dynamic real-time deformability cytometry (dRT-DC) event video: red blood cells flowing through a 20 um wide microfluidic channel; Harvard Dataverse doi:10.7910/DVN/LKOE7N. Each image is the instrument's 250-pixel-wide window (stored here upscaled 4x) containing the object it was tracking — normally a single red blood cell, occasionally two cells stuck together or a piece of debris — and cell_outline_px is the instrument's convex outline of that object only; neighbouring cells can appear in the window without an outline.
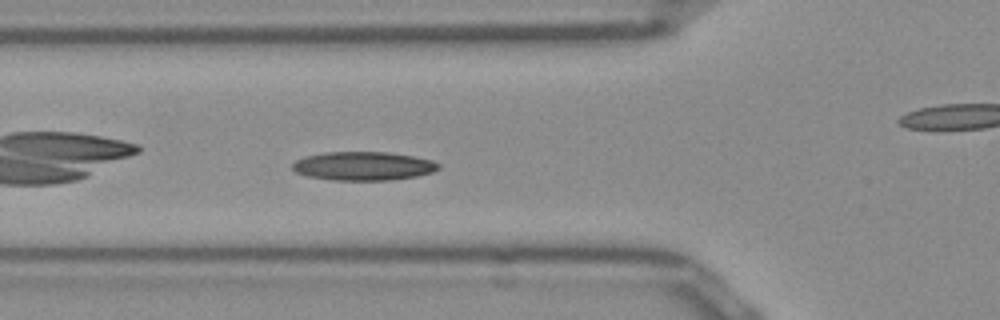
{"species": "Egyptian fruit bat (a non-hibernating species)", "species_latin": "Rousettus aegyptiacus", "temperature_condition": "room temperature", "stored_images_in_passage": 31, "camera_frame_rate_fps": 3000, "um_per_image_px": 0.085, "frame": {"image": 1, "passage_image": 5, "time_ms": 1.333, "image_size_px": [1000, 320], "cell_outline_px": [[440, 168], [432, 172], [416, 176], [388, 180], [332, 180], [308, 176], [296, 172], [292, 168], [292, 164], [296, 160], [304, 156], [324, 152], [388, 152], [412, 156], [432, 160], [440, 164]], "centroid_in_image_um": [30.87, 14.1], "position_along_channel_um": 94.9, "area_um2": 24.39}}
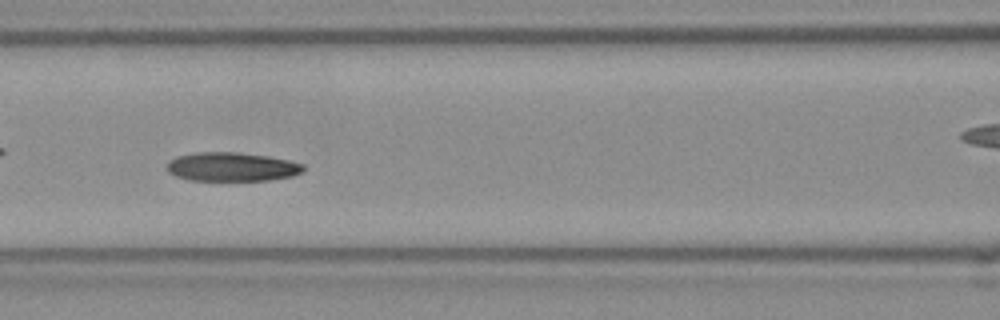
{"frame": {"image": 2, "passage_image": 9, "time_ms": 2.667, "image_size_px": [1000, 320], "cell_outline_px": [[304, 168], [300, 172], [292, 176], [268, 180], [188, 180], [176, 176], [168, 172], [168, 160], [176, 156], [196, 152], [240, 152], [268, 156], [288, 160], [304, 164]], "centroid_in_image_um": [19.68, 14.17], "position_along_channel_um": 146.9, "area_um2": 22.95}, "authors_computed_cell_mechanics": {"area_um2": 23.4668, "velocity_mm_per_s": 3.845, "shape_relaxation_time_tau1_ms": 7.0455, "shape_relaxation_time_tau2_ms": null, "deformation_change_tau1": 0.1297, "deformation_change_tau2": null}}